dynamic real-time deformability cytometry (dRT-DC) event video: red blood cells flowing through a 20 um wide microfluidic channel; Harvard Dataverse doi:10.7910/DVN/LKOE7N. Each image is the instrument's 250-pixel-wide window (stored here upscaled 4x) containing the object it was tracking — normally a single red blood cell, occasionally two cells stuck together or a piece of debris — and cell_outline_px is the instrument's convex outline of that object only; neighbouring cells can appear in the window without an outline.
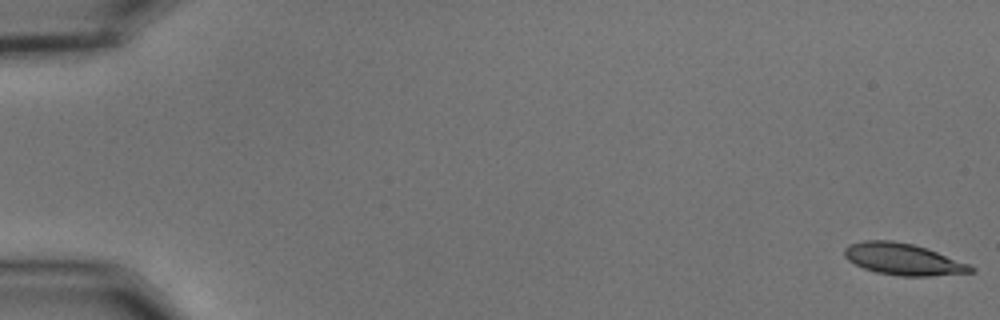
{"species": "common noctule bat (a hibernating species)", "species_latin": "Nyctalus noctula", "temperature_condition": "cold", "stored_images_in_passage": 56, "camera_frame_rate_fps": 3000, "um_per_image_px": 0.085, "animal": {"sex": "male", "body_mass_g": 15.6}, "frame": {"image": 1, "passage_image": 1, "time_ms": 0.0, "image_size_px": [1000, 320], "cell_outline_px": [[976, 272], [928, 276], [900, 276], [876, 272], [864, 268], [848, 260], [844, 256], [844, 248], [848, 244], [864, 240], [892, 240], [912, 244], [936, 252], [968, 264], [976, 268]], "centroid_in_image_um": [76.74, 22.03], "position_along_channel_um": 8.3, "area_um2": 23.12}}
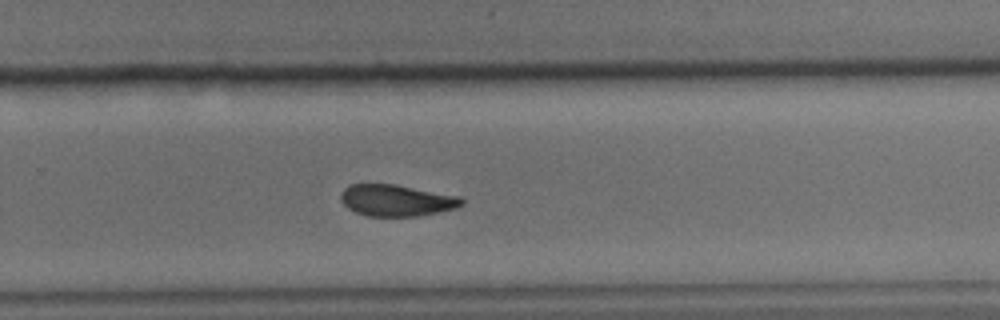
{"frame": {"image": 2, "passage_image": 38, "time_ms": 12.333, "image_size_px": [1000, 320], "cell_outline_px": [[464, 204], [456, 208], [416, 216], [368, 216], [356, 212], [348, 208], [340, 200], [340, 192], [348, 184], [396, 184], [460, 196], [464, 200]], "centroid_in_image_um": [33.68, 17.02], "position_along_channel_um": 296.1, "area_um2": 22.31}}
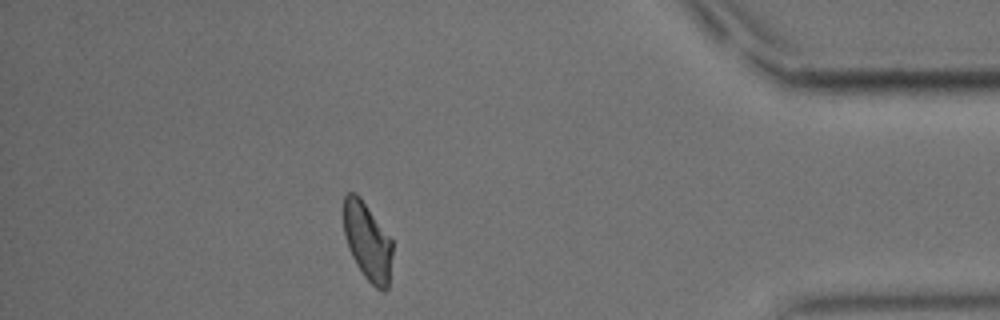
{"frame": {"image": 3, "passage_image": 50, "time_ms": 16.333, "image_size_px": [1000, 320], "cell_outline_px": [[392, 252], [388, 288], [384, 292], [376, 288], [364, 276], [356, 264], [348, 248], [344, 232], [344, 196], [348, 192], [356, 192], [360, 196], [392, 240]], "centroid_in_image_um": [31.23, 20.52], "position_along_channel_um": 404.0, "area_um2": 22.02}, "authors_computed_cell_mechanics": {"area_um2": 23.4379, "velocity_mm_per_s": 3.6184, "shape_relaxation_time_tau1_ms": 4.3679, "shape_relaxation_time_tau2_ms": 5.5143, "deformation_change_tau1": 0.1281, "deformation_change_tau2": 0.1319}}